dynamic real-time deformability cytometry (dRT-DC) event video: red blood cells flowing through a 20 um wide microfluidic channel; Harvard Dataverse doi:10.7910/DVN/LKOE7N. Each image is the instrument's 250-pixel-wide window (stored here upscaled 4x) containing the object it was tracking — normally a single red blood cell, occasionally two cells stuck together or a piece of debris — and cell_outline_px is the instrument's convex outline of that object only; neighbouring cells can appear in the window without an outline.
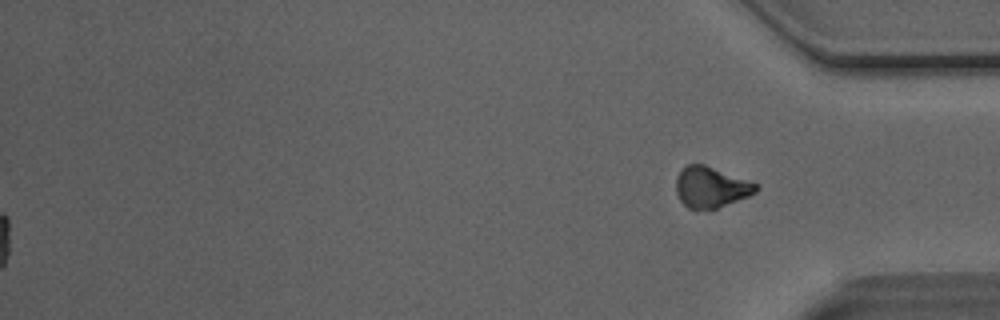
{"species": "Egyptian fruit bat (a non-hibernating species)", "species_latin": "Rousettus aegyptiacus", "temperature_condition": "room temperature", "stored_images_in_passage": 32, "segment_of_instrument_passage": [2, 2], "camera_frame_rate_fps": 3000, "um_per_image_px": 0.085, "animal": {"sex": "male"}, "frame": {"image": 1, "passage_image": 32, "time_ms": 10.333, "image_size_px": [1000, 320], "cell_outline_px": [[760, 188], [756, 192], [748, 196], [716, 208], [688, 208], [680, 200], [676, 192], [676, 176], [688, 164], [704, 164], [760, 184]], "centroid_in_image_um": [60.45, 15.89], "position_along_channel_um": 374.7, "area_um2": 18.84}}